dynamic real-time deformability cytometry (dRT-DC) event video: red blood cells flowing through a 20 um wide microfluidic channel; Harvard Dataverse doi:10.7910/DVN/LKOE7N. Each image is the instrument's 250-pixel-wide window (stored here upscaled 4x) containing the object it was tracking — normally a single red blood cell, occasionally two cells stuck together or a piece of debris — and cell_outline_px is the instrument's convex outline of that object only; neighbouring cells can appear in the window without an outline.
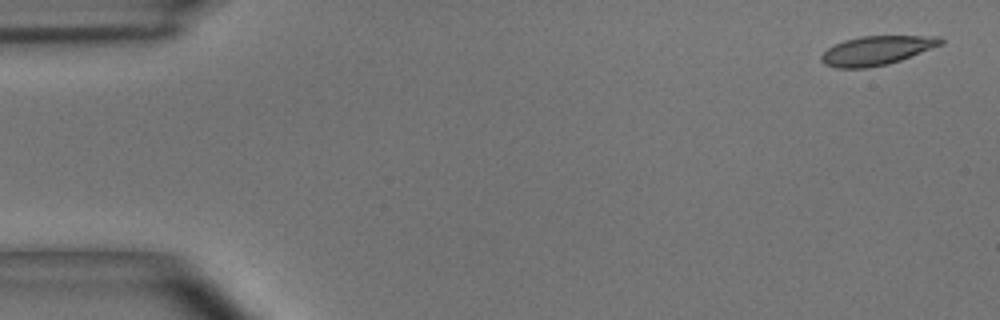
{"species": "common noctule bat (a hibernating species)", "species_latin": "Nyctalus noctula", "temperature_condition": "room temperature", "stored_images_in_passage": 4, "camera_frame_rate_fps": 3000, "um_per_image_px": 0.085, "animal": {"sex": "male", "body_mass_g": 15.6}, "frame": {"image": 1, "passage_image": 1, "time_ms": 0.0, "image_size_px": [1000, 320], "cell_outline_px": [[944, 44], [900, 60], [888, 64], [868, 68], [836, 68], [824, 64], [820, 60], [820, 56], [828, 48], [844, 40], [860, 36], [940, 36], [944, 40]], "centroid_in_image_um": [74.52, 4.29], "position_along_channel_um": 10.5, "area_um2": 20.29}}
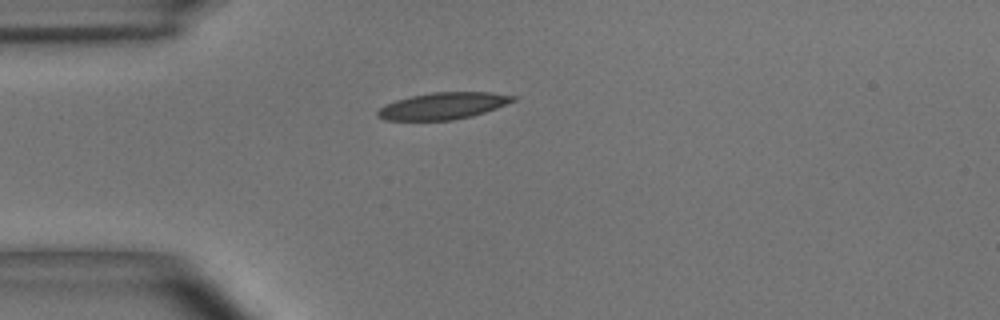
{"frame": {"image": 2, "passage_image": 4, "time_ms": 1.0, "image_size_px": [1000, 320], "cell_outline_px": [[516, 100], [496, 108], [472, 116], [452, 120], [384, 120], [376, 116], [376, 112], [384, 104], [396, 100], [412, 96], [432, 92], [492, 92], [516, 96]], "centroid_in_image_um": [37.64, 9.0], "position_along_channel_um": 47.4, "area_um2": 21.1}}